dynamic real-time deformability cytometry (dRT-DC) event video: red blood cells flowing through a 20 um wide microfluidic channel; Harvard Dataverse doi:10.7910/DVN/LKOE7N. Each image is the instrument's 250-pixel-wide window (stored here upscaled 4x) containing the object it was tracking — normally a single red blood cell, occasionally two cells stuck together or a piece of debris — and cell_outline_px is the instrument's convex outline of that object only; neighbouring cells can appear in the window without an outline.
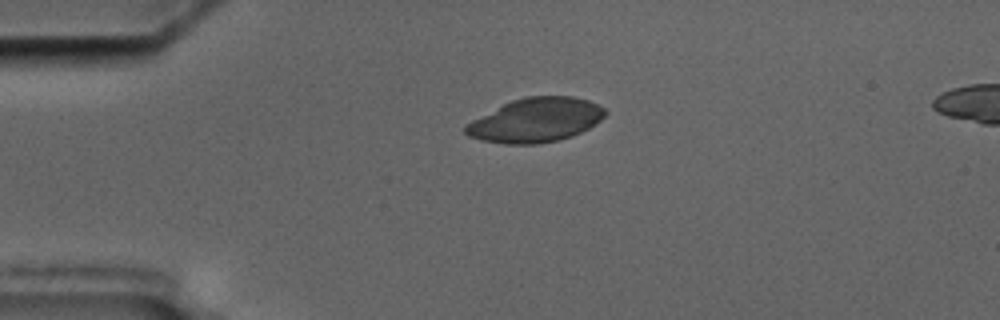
{"species": "common noctule bat (a hibernating species)", "species_latin": "Nyctalus noctula", "temperature_condition": "cold", "stored_images_in_passage": 2, "segment_of_instrument_passage": [1, 2], "camera_frame_rate_fps": 3000, "um_per_image_px": 0.085, "animal": {"sex": "male", "body_mass_g": 17.5, "forearm_length_mm": 52.3}, "frame": {"image": 1, "passage_image": 1, "time_ms": 0.0, "image_size_px": [1000, 320], "cell_outline_px": [[608, 112], [596, 124], [572, 136], [560, 140], [536, 144], [504, 144], [480, 140], [468, 136], [464, 132], [464, 124], [512, 100], [524, 96], [572, 96], [588, 100], [604, 108]], "centroid_in_image_um": [45.52, 10.22], "position_along_channel_um": 39.5, "area_um2": 35.95}}